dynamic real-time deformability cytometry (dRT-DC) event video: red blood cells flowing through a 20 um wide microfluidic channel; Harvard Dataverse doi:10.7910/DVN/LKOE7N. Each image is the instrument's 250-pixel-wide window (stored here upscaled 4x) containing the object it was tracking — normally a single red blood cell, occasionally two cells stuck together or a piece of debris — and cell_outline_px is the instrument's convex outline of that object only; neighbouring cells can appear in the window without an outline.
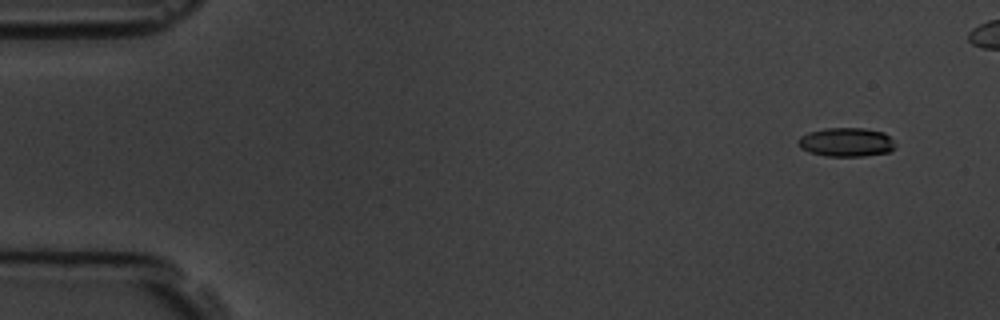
{"species": "common noctule bat (a hibernating species)", "species_latin": "Nyctalus noctula", "temperature_condition": "room temperature", "stored_images_in_passage": 7, "camera_frame_rate_fps": 3000, "um_per_image_px": 0.085, "animal": {"sex": "male", "body_mass_g": 19.5, "forearm_length_mm": 54.6}, "frame": {"image": 1, "passage_image": 2, "time_ms": 1.0, "image_size_px": [1000, 320], "cell_outline_px": [[896, 148], [888, 152], [864, 156], [824, 156], [808, 152], [800, 148], [796, 144], [796, 140], [800, 136], [808, 132], [824, 128], [864, 128], [884, 132], [896, 144]], "centroid_in_image_um": [71.89, 12.08], "position_along_channel_um": 13.1, "area_um2": 16.65}}
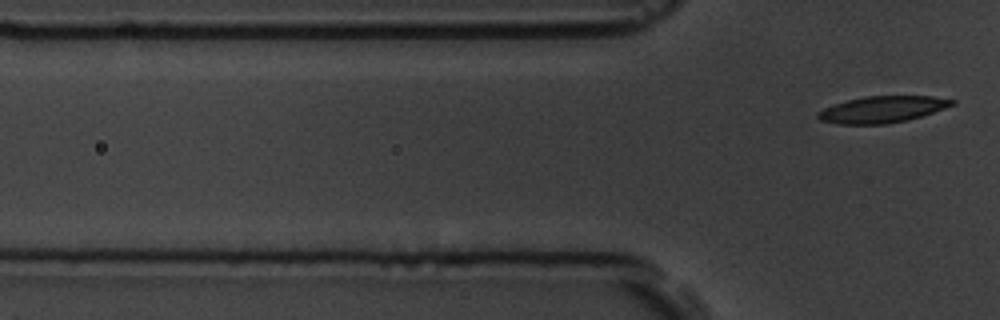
{"frame": {"image": 2, "passage_image": 7, "time_ms": 7.667, "image_size_px": [1000, 320], "cell_outline_px": [[956, 104], [908, 120], [888, 124], [840, 124], [820, 120], [816, 116], [816, 112], [824, 108], [848, 100], [864, 96], [932, 96], [956, 100]], "centroid_in_image_um": [74.99, 9.3], "position_along_channel_um": 50.8, "area_um2": 20.63}}